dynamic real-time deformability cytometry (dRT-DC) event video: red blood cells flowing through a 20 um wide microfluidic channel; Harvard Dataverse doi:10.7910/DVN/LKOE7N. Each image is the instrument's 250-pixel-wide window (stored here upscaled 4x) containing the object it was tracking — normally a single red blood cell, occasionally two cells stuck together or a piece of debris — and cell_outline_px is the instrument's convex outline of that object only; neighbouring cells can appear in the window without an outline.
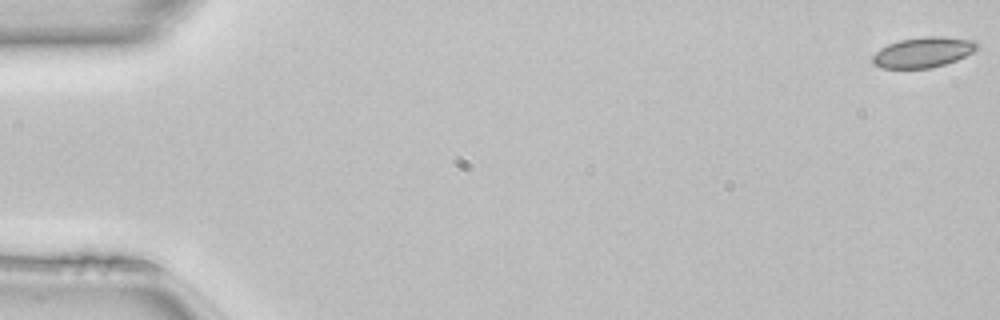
{"species": "common noctule bat (a hibernating species)", "species_latin": "Nyctalus noctula", "temperature_condition": "room temperature", "stored_images_in_passage": 9, "camera_frame_rate_fps": 3000, "um_per_image_px": 0.085, "animal": {"sex": "female", "body_mass_g": 22.7, "forearm_length_mm": 54.2}, "frame": {"image": 1, "passage_image": 1, "time_ms": 0.0, "image_size_px": [1000, 320], "cell_outline_px": [[980, 44], [972, 52], [956, 60], [932, 68], [880, 68], [872, 64], [872, 56], [880, 48], [888, 44], [900, 40], [924, 36], [940, 36], [976, 40]], "centroid_in_image_um": [78.45, 4.44], "position_along_channel_um": 6.5, "area_um2": 18.55}}